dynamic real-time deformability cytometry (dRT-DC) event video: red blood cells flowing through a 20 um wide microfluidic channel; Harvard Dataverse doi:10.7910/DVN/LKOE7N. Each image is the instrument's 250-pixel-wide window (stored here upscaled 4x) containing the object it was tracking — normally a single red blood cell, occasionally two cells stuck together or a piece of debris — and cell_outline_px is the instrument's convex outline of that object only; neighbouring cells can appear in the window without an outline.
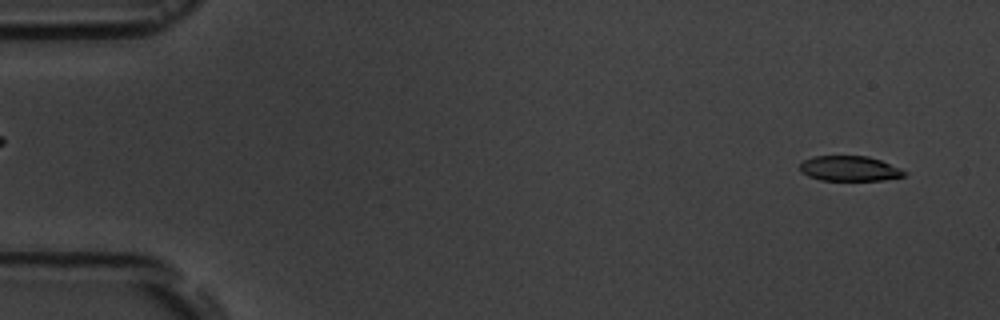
{"species": "common noctule bat (a hibernating species)", "species_latin": "Nyctalus noctula", "temperature_condition": "room temperature", "stored_images_in_passage": 4, "camera_frame_rate_fps": 3000, "um_per_image_px": 0.085, "animal": {"sex": "male", "body_mass_g": 19.5, "forearm_length_mm": 54.6}, "frame": {"image": 1, "passage_image": 1, "time_ms": 0.0, "image_size_px": [1000, 320], "cell_outline_px": [[908, 172], [904, 176], [884, 180], [820, 180], [808, 176], [800, 172], [800, 164], [804, 160], [812, 156], [868, 156], [880, 160], [900, 168]], "centroid_in_image_um": [72.2, 14.32], "position_along_channel_um": 12.8, "area_um2": 15.32}}